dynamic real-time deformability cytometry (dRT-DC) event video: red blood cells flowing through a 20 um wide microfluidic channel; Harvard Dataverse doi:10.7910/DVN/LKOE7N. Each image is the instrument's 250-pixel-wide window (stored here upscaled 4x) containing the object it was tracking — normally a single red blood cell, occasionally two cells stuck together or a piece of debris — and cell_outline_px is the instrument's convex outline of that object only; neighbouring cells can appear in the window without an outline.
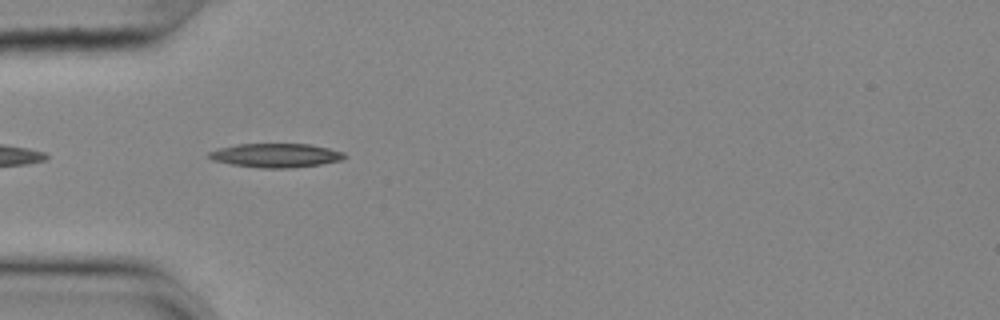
{"species": "common noctule bat (a hibernating species)", "species_latin": "Nyctalus noctula", "temperature_condition": "cold", "stored_images_in_passage": 15, "camera_frame_rate_fps": 3000, "um_per_image_px": 0.085, "animal": {"sex": "female", "body_mass_g": 25.1}, "frame": {"image": 1, "passage_image": 3, "time_ms": 0.667, "image_size_px": [1000, 320], "cell_outline_px": [[348, 156], [344, 160], [320, 164], [292, 168], [260, 168], [232, 164], [212, 160], [208, 156], [208, 152], [220, 148], [236, 144], [308, 144], [328, 148], [344, 152]], "centroid_in_image_um": [23.48, 13.21], "position_along_channel_um": 61.5, "area_um2": 18.96}}
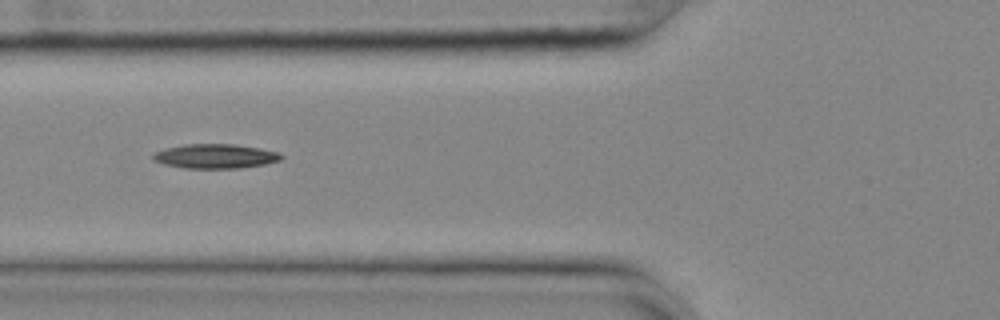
{"frame": {"image": 2, "passage_image": 7, "time_ms": 2.0, "image_size_px": [1000, 320], "cell_outline_px": [[284, 156], [280, 160], [264, 164], [236, 168], [184, 168], [164, 164], [152, 160], [152, 152], [164, 148], [184, 144], [232, 144], [260, 148], [276, 152]], "centroid_in_image_um": [18.22, 13.27], "position_along_channel_um": 107.6, "area_um2": 18.21}}